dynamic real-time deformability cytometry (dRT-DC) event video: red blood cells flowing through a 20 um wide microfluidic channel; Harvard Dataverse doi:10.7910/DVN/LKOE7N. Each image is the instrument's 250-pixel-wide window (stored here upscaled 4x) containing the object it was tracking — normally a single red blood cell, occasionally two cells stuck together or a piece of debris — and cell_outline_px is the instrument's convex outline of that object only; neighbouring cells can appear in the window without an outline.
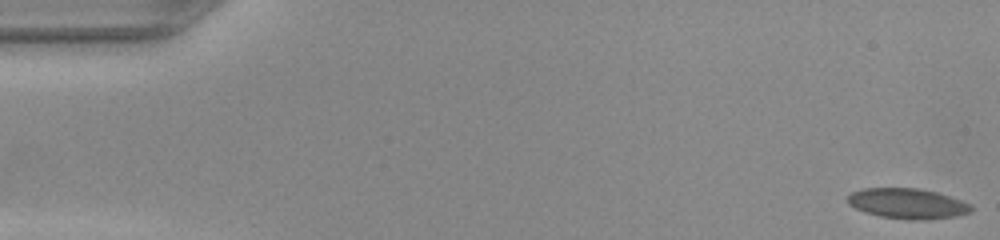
{"species": "common noctule bat (a hibernating species)", "species_latin": "Nyctalus noctula", "temperature_condition": "warm", "stored_images_in_passage": 50, "camera_frame_rate_fps": 3000, "um_per_image_px": 0.085, "animal": {"sex": "female", "body_mass_g": 22.0, "forearm_length_mm": 56.7}, "frame": {"image": 1, "passage_image": 1, "time_ms": 0.0, "image_size_px": [1000, 240], "cell_outline_px": [[972, 212], [956, 216], [928, 220], [908, 220], [880, 216], [864, 212], [848, 204], [848, 196], [852, 192], [864, 188], [920, 188], [936, 192], [972, 204]], "centroid_in_image_um": [77.16, 17.31], "position_along_channel_um": 7.8, "area_um2": 21.91}}
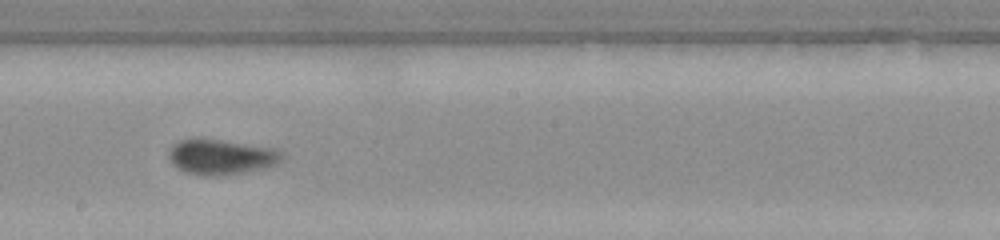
{"frame": {"image": 2, "passage_image": 28, "time_ms": 9.0, "image_size_px": [1000, 240], "cell_outline_px": [[284, 160], [276, 164], [264, 168], [244, 172], [220, 176], [208, 176], [184, 172], [172, 164], [168, 156], [168, 152], [172, 144], [180, 140], [196, 136], [200, 136], [276, 148], [284, 156]], "centroid_in_image_um": [18.77, 13.3], "position_along_channel_um": 229.4, "area_um2": 23.99}}
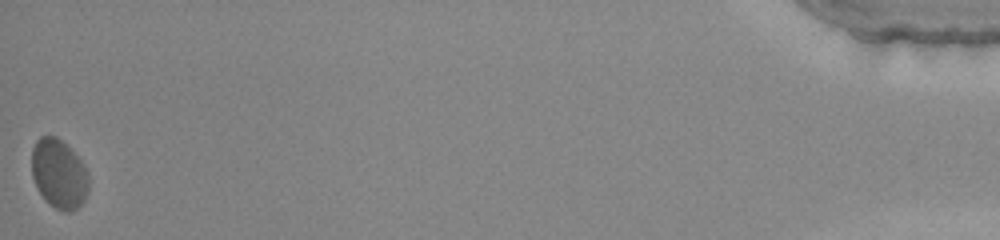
{"frame": {"image": 3, "passage_image": 50, "time_ms": 16.333, "image_size_px": [1000, 240], "cell_outline_px": [[88, 192], [84, 200], [72, 212], [64, 212], [48, 204], [44, 200], [36, 188], [32, 176], [32, 148], [36, 140], [40, 136], [56, 136], [84, 164], [88, 176]], "centroid_in_image_um": [4.98, 14.81], "position_along_channel_um": 430.2, "area_um2": 23.0}}